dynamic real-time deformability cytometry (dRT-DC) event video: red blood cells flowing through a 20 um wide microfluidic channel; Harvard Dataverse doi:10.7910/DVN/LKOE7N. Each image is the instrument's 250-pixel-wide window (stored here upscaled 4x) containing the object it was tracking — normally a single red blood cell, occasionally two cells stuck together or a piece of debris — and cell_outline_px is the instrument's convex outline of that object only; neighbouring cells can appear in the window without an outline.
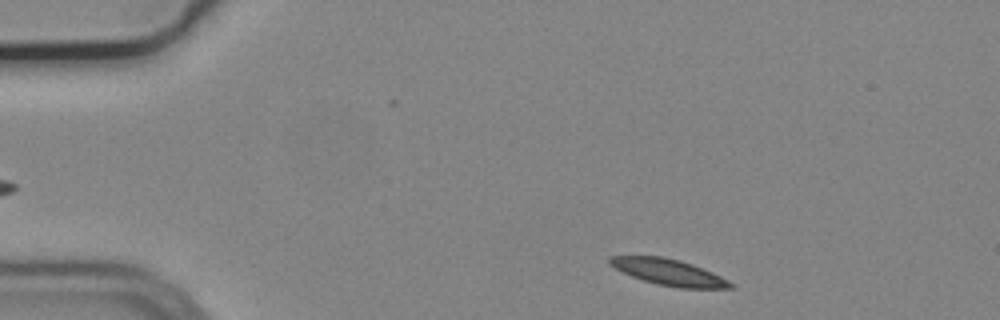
{"species": "common noctule bat (a hibernating species)", "species_latin": "Nyctalus noctula", "temperature_condition": "cold", "stored_images_in_passage": 3, "camera_frame_rate_fps": 3000, "um_per_image_px": 0.085, "animal": {"sex": "male", "body_mass_g": 19.2, "forearm_length_mm": 51.8}, "frame": {"image": 1, "passage_image": 1, "time_ms": 0.0, "image_size_px": [1000, 320], "cell_outline_px": [[736, 288], [680, 288], [656, 284], [632, 276], [608, 264], [608, 256], [664, 256], [680, 260], [692, 264], [712, 272], [736, 284]], "centroid_in_image_um": [56.87, 23.13], "position_along_channel_um": 28.1, "area_um2": 18.44}}